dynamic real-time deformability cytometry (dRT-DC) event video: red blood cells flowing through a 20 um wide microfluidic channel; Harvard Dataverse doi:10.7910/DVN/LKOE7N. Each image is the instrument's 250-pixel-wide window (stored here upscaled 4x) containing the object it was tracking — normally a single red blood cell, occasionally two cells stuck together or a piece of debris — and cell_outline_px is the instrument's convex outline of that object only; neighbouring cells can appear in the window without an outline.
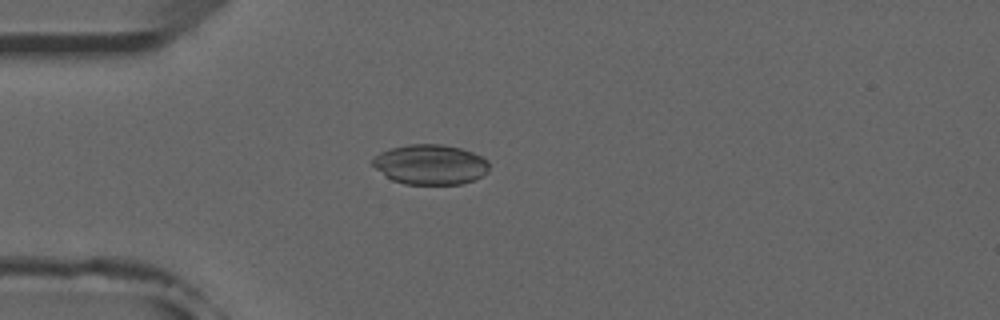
{"species": "common noctule bat (a hibernating species)", "species_latin": "Nyctalus noctula", "temperature_condition": "room temperature", "stored_images_in_passage": 47, "camera_frame_rate_fps": 3000, "um_per_image_px": 0.085, "animal": {"sex": "male", "forearm_length_mm": 52.5}, "frame": {"image": 1, "passage_image": 9, "time_ms": 2.667, "image_size_px": [1000, 320], "cell_outline_px": [[488, 172], [472, 180], [460, 184], [404, 184], [392, 180], [376, 168], [372, 164], [372, 160], [380, 152], [388, 148], [408, 144], [440, 144], [460, 148], [472, 152], [488, 160]], "centroid_in_image_um": [36.56, 13.97], "position_along_channel_um": 48.4, "area_um2": 27.05}}
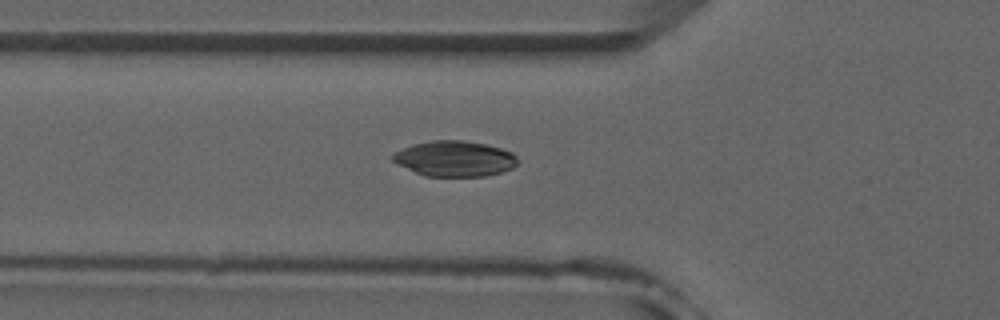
{"frame": {"image": 2, "passage_image": 13, "time_ms": 4.0, "image_size_px": [1000, 320], "cell_outline_px": [[516, 164], [512, 168], [488, 176], [424, 176], [396, 164], [392, 160], [392, 156], [396, 152], [412, 144], [432, 140], [464, 140], [484, 144], [500, 148], [512, 152], [516, 156]], "centroid_in_image_um": [38.62, 13.49], "position_along_channel_um": 87.2, "area_um2": 25.78}}
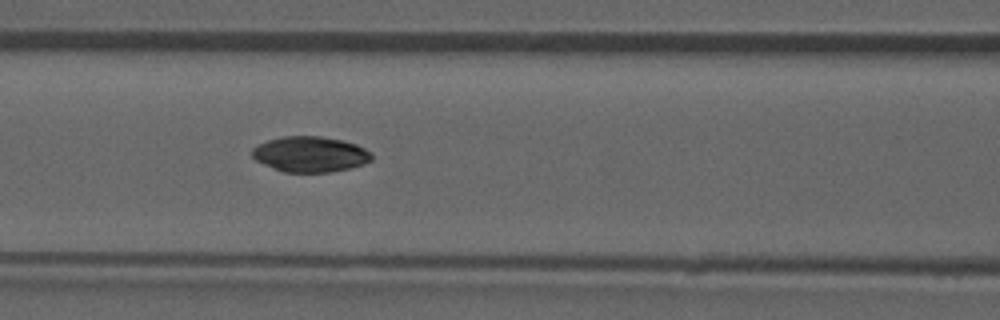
{"frame": {"image": 3, "passage_image": 17, "time_ms": 5.333, "image_size_px": [1000, 320], "cell_outline_px": [[372, 160], [364, 164], [352, 168], [332, 172], [284, 172], [272, 168], [256, 160], [252, 156], [252, 148], [268, 140], [284, 136], [320, 136], [344, 140], [356, 144], [372, 152]], "centroid_in_image_um": [26.4, 13.11], "position_along_channel_um": 140.2, "area_um2": 24.91}}